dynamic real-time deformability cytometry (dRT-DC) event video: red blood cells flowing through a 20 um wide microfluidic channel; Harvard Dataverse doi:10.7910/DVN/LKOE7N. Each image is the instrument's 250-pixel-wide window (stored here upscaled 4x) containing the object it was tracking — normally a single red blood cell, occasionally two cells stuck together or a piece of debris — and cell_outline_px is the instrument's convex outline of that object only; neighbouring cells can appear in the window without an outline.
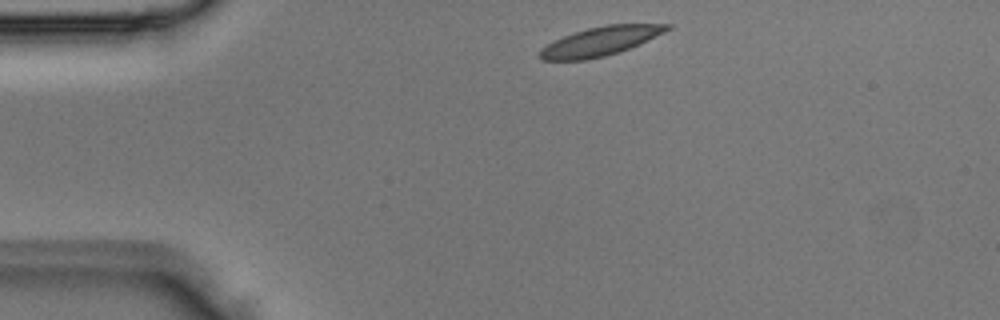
{"species": "Egyptian fruit bat (a non-hibernating species)", "species_latin": "Rousettus aegyptiacus", "temperature_condition": "room temperature", "stored_images_in_passage": 2, "segment_of_instrument_passage": [1, 2], "camera_frame_rate_fps": 3000, "um_per_image_px": 0.085, "animal": {"sex": "male"}, "frame": {"image": 1, "passage_image": 1, "time_ms": 0.0, "image_size_px": [1000, 320], "cell_outline_px": [[672, 28], [648, 40], [620, 52], [588, 60], [540, 60], [540, 48], [564, 36], [588, 28], [604, 24], [672, 24]], "centroid_in_image_um": [51.05, 3.51], "position_along_channel_um": 34.0, "area_um2": 21.33}}